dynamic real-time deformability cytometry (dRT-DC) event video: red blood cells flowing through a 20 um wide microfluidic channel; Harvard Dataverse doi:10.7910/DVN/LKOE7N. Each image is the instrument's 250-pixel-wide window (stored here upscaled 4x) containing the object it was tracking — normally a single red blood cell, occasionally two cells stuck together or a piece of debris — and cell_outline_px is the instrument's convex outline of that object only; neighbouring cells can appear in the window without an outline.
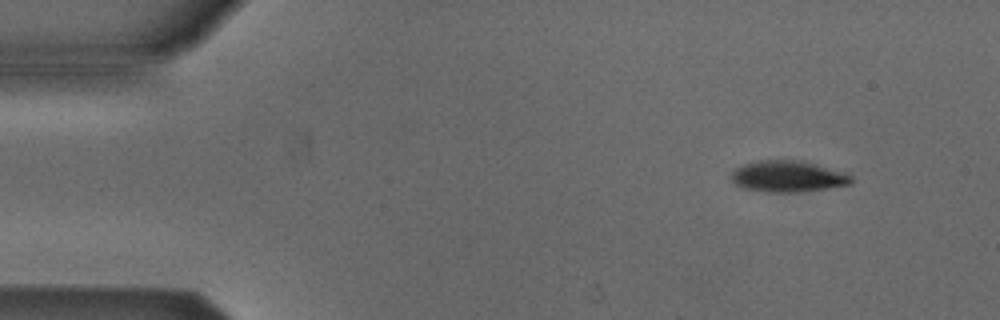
{"species": "Egyptian fruit bat (a non-hibernating species)", "species_latin": "Rousettus aegyptiacus", "temperature_condition": "cold", "stored_images_in_passage": 5, "camera_frame_rate_fps": 3000, "um_per_image_px": 0.085, "animal": {"sex": "male"}, "frame": {"image": 1, "passage_image": 2, "time_ms": 0.333, "image_size_px": [1000, 320], "cell_outline_px": [[852, 184], [828, 188], [796, 192], [764, 192], [744, 188], [736, 184], [728, 176], [736, 168], [744, 164], [756, 160], [800, 160], [848, 172], [852, 176]], "centroid_in_image_um": [66.98, 14.99], "position_along_channel_um": 18.0, "area_um2": 22.14}}